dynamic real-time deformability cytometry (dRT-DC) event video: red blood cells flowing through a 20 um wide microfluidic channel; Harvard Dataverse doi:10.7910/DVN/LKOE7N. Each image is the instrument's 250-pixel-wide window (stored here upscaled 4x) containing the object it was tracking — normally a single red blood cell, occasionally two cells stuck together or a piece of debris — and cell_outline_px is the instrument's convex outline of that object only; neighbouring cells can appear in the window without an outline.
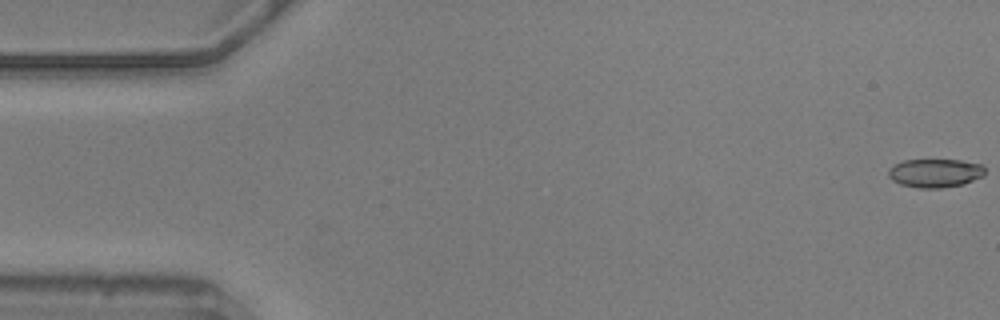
{"species": "common noctule bat (a hibernating species)", "species_latin": "Nyctalus noctula", "temperature_condition": "warm", "stored_images_in_passage": 57, "camera_frame_rate_fps": 3000, "um_per_image_px": 0.085, "animal": {"sex": "male", "body_mass_g": 20.5, "forearm_length_mm": 52.5}, "frame": {"image": 1, "passage_image": 1, "time_ms": 0.0, "image_size_px": [1000, 320], "cell_outline_px": [[984, 176], [964, 184], [940, 188], [920, 188], [900, 184], [892, 180], [888, 176], [888, 168], [904, 160], [960, 160], [984, 164]], "centroid_in_image_um": [79.5, 14.71], "position_along_channel_um": 5.5, "area_um2": 16.18}}
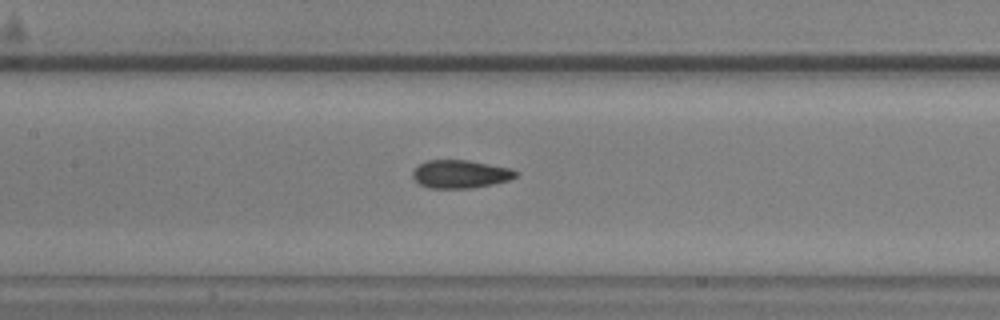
{"frame": {"image": 2, "passage_image": 26, "time_ms": 8.333, "image_size_px": [1000, 320], "cell_outline_px": [[520, 172], [516, 176], [508, 180], [492, 184], [472, 188], [428, 188], [420, 184], [412, 176], [412, 172], [420, 164], [428, 160], [468, 160], [512, 168]], "centroid_in_image_um": [39.16, 14.79], "position_along_channel_um": 168.2, "area_um2": 16.88}}
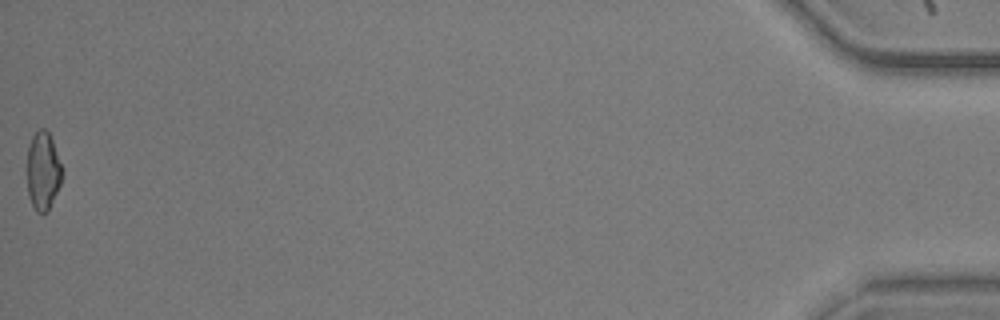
{"frame": {"image": 3, "passage_image": 57, "time_ms": 18.667, "image_size_px": [1000, 320], "cell_outline_px": [[60, 184], [48, 212], [36, 212], [28, 196], [28, 144], [32, 136], [40, 128], [44, 128], [48, 132], [52, 140], [60, 164]], "centroid_in_image_um": [3.63, 14.54], "position_along_channel_um": 431.6, "area_um2": 15.49}, "authors_computed_cell_mechanics": {"area_um2": 16.762, "velocity_mm_per_s": 3.58, "shape_relaxation_time_tau1_ms": 9.8553, "shape_relaxation_time_tau2_ms": 1.6986, "deformation_change_tau1": 0.1878, "deformation_change_tau2": 0.0803}}